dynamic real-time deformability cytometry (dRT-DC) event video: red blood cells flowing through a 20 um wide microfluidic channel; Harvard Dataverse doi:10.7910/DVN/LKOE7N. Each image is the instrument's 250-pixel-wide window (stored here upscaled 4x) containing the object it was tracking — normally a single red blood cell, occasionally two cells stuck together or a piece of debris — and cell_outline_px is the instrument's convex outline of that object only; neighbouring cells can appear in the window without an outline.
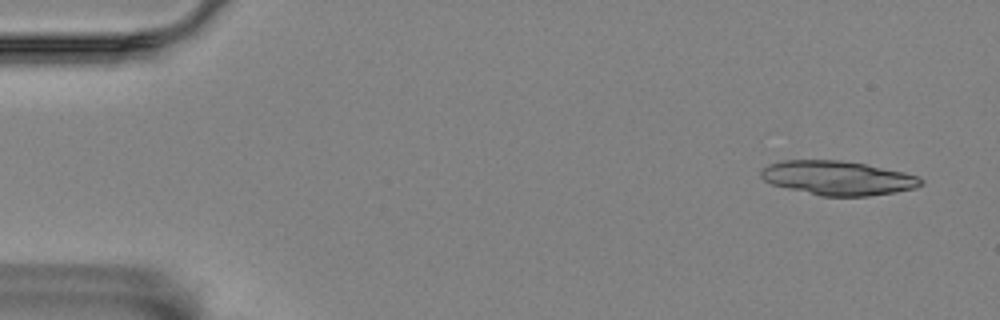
{"species": "Egyptian fruit bat (a non-hibernating species)", "species_latin": "Rousettus aegyptiacus", "temperature_condition": "room temperature", "stored_images_in_passage": 4, "camera_frame_rate_fps": 3000, "um_per_image_px": 0.085, "animal": {"sex": "female"}, "frame": {"image": 1, "passage_image": 1, "time_ms": 0.0, "image_size_px": [1000, 320], "cell_outline_px": [[924, 184], [916, 188], [896, 192], [868, 196], [820, 196], [772, 184], [764, 180], [760, 176], [760, 172], [768, 164], [784, 160], [840, 160], [864, 164], [904, 172], [920, 176], [924, 180]], "centroid_in_image_um": [71.25, 15.13], "position_along_channel_um": 13.7, "area_um2": 31.91}}